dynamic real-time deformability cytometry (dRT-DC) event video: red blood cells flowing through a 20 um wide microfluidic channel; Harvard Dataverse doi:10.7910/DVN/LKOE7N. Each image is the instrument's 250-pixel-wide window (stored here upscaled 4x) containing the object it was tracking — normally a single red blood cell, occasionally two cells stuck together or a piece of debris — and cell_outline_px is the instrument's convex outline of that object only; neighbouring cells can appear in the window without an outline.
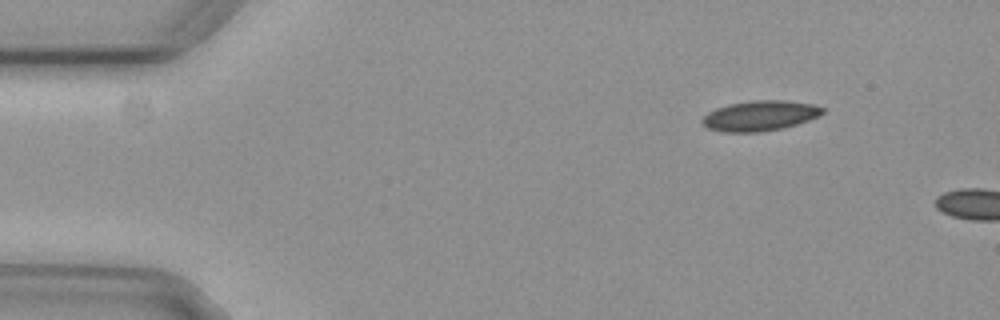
{"species": "common noctule bat (a hibernating species)", "species_latin": "Nyctalus noctula", "temperature_condition": "cold", "stored_images_in_passage": 2, "camera_frame_rate_fps": 3000, "um_per_image_px": 0.085, "animal": {"sex": "female", "body_mass_g": 29.2, "forearm_length_mm": 56.3}, "frame": {"image": 1, "passage_image": 1, "time_ms": 0.0, "image_size_px": [1000, 320], "cell_outline_px": [[824, 112], [808, 120], [784, 128], [760, 132], [724, 132], [708, 128], [700, 120], [708, 112], [716, 108], [728, 104], [752, 100], [788, 100], [812, 104], [824, 108]], "centroid_in_image_um": [64.58, 9.83], "position_along_channel_um": 20.4, "area_um2": 21.15}}